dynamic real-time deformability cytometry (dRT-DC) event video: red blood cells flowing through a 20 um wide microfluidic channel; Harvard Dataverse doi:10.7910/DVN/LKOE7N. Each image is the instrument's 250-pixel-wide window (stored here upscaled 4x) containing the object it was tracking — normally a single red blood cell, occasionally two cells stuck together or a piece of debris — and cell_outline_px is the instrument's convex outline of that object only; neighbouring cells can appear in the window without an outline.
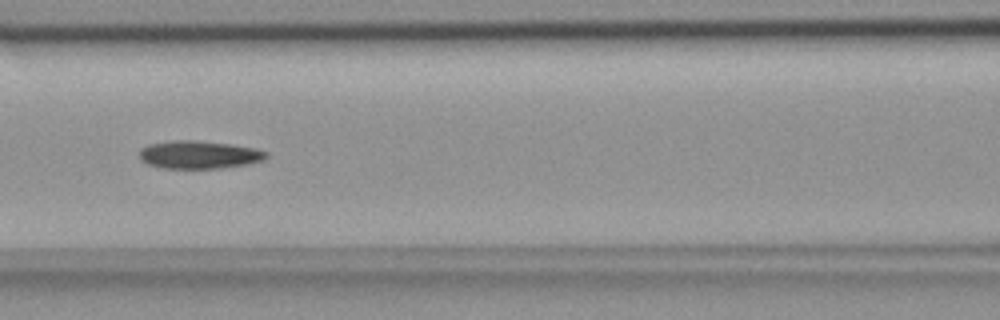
{"species": "common noctule bat (a hibernating species)", "species_latin": "Nyctalus noctula", "temperature_condition": "room temperature", "stored_images_in_passage": 39, "camera_frame_rate_fps": 3000, "um_per_image_px": 0.085, "animal": {"sex": "female", "body_mass_g": 18.4}, "frame": {"image": 1, "passage_image": 9, "time_ms": 2.667, "image_size_px": [1000, 320], "cell_outline_px": [[268, 156], [264, 160], [224, 168], [160, 168], [148, 164], [140, 160], [140, 148], [148, 144], [172, 140], [196, 140], [228, 144], [256, 148], [268, 152]], "centroid_in_image_um": [16.89, 13.14], "position_along_channel_um": 149.7, "area_um2": 20.69}}
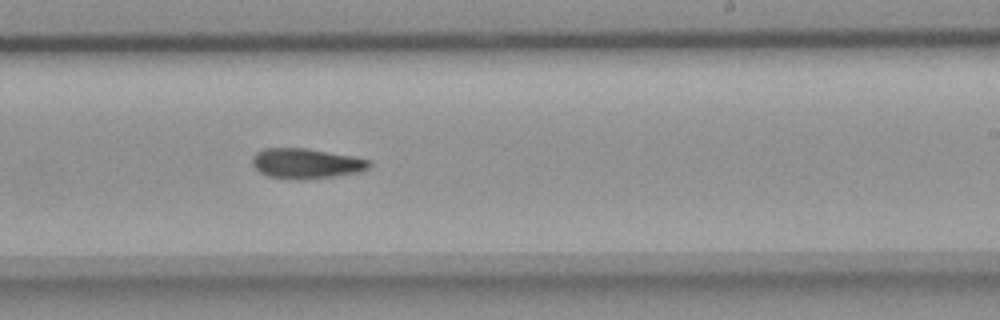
{"frame": {"image": 2, "passage_image": 18, "time_ms": 5.667, "image_size_px": [1000, 320], "cell_outline_px": [[372, 164], [368, 168], [356, 172], [332, 176], [300, 180], [296, 180], [268, 176], [260, 172], [252, 164], [252, 156], [256, 152], [264, 148], [308, 148], [352, 156], [372, 160]], "centroid_in_image_um": [26.0, 13.88], "position_along_channel_um": 263.0, "area_um2": 20.52}}
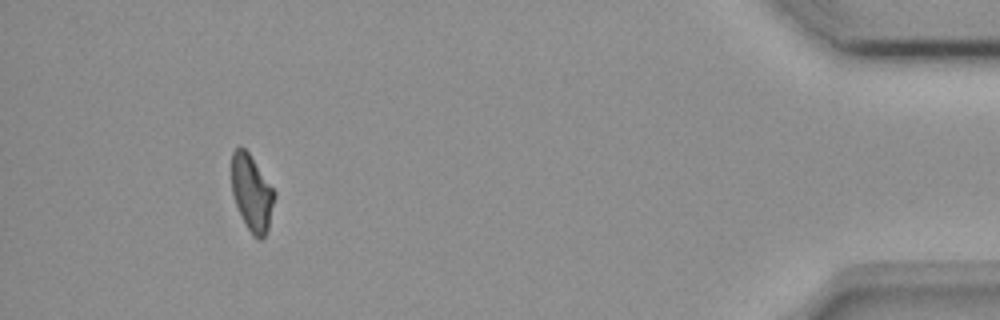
{"frame": {"image": 3, "passage_image": 35, "time_ms": 11.333, "image_size_px": [1000, 320], "cell_outline_px": [[276, 196], [268, 228], [264, 236], [260, 240], [256, 240], [252, 236], [236, 204], [232, 192], [232, 152], [240, 144], [248, 152], [276, 192]], "centroid_in_image_um": [21.41, 16.39], "position_along_channel_um": 413.8, "area_um2": 18.9}, "authors_computed_cell_mechanics": {"area_um2": 20.1144, "velocity_mm_per_s": 3.7957, "shape_relaxation_time_tau1_ms": null, "shape_relaxation_time_tau2_ms": 8.2788, "deformation_change_tau1": null, "deformation_change_tau2": 0.1579}}